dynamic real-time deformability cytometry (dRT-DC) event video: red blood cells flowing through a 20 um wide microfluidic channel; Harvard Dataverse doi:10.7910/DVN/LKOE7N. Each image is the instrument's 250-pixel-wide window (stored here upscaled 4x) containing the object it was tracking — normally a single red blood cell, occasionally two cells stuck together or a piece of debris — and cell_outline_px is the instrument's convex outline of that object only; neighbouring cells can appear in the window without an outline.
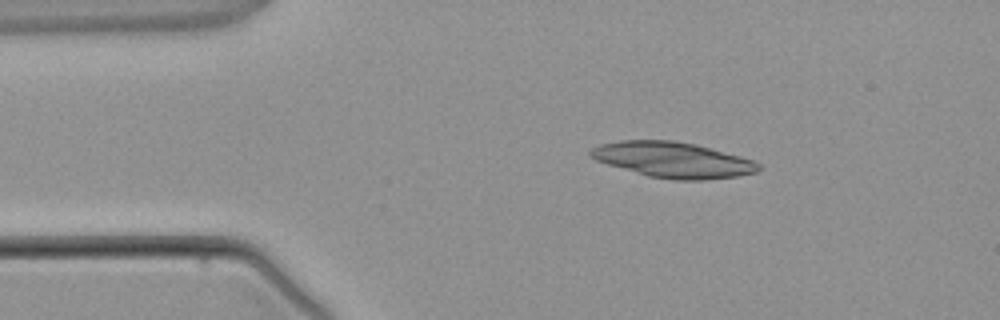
{"species": "common noctule bat (a hibernating species)", "species_latin": "Nyctalus noctula", "temperature_condition": "warm", "stored_images_in_passage": 3, "camera_frame_rate_fps": 3000, "um_per_image_px": 0.085, "animal": {"sex": "male", "body_mass_g": 21.5, "forearm_length_mm": 52.0}, "frame": {"image": 1, "passage_image": 1, "time_ms": 0.0, "image_size_px": [1000, 320], "cell_outline_px": [[760, 168], [756, 172], [736, 176], [700, 180], [676, 180], [648, 176], [608, 164], [596, 160], [588, 152], [592, 148], [600, 144], [620, 140], [672, 140], [696, 144], [756, 160], [760, 164]], "centroid_in_image_um": [57.22, 13.58], "position_along_channel_um": 27.8, "area_um2": 34.68}}